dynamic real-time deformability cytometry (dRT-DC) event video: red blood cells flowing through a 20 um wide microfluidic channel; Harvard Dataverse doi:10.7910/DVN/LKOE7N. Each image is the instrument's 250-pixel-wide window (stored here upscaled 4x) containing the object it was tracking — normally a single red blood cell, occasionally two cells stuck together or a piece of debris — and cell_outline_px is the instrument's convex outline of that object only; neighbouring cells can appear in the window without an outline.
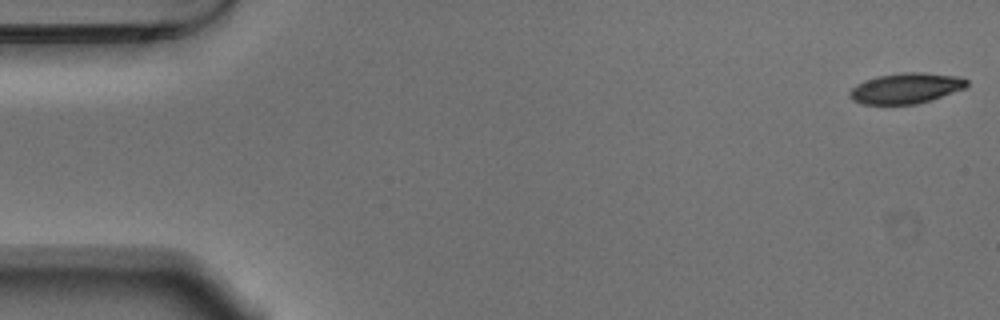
{"species": "Egyptian fruit bat (a non-hibernating species)", "species_latin": "Rousettus aegyptiacus", "temperature_condition": "warm", "stored_images_in_passage": 12, "camera_frame_rate_fps": 3000, "um_per_image_px": 0.085, "animal": {"sex": "male"}, "frame": {"image": 1, "passage_image": 1, "time_ms": 0.0, "image_size_px": [1000, 320], "cell_outline_px": [[968, 84], [964, 88], [916, 104], [864, 104], [852, 100], [848, 96], [848, 92], [856, 84], [864, 80], [876, 76], [904, 72], [924, 72], [960, 76], [968, 80]], "centroid_in_image_um": [76.96, 7.48], "position_along_channel_um": 8.0, "area_um2": 20.81}}